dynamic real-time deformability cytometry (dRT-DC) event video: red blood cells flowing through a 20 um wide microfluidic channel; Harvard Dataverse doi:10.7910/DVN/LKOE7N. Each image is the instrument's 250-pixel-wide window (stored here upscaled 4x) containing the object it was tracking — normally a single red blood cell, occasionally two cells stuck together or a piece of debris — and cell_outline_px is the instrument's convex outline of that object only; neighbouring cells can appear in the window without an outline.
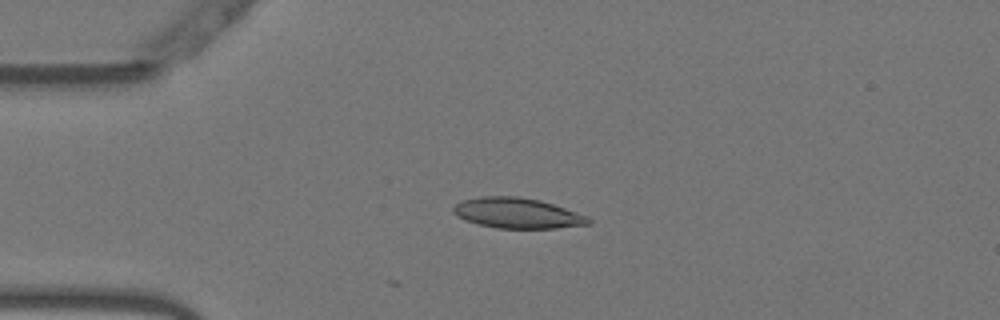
{"species": "Egyptian fruit bat (a non-hibernating species)", "species_latin": "Rousettus aegyptiacus", "temperature_condition": "warm", "stored_images_in_passage": 13, "camera_frame_rate_fps": 3000, "um_per_image_px": 0.085, "animal": {"sex": "female"}, "frame": {"image": 1, "passage_image": 13, "time_ms": 4.0, "image_size_px": [1000, 320], "cell_outline_px": [[592, 224], [556, 228], [496, 228], [476, 224], [464, 220], [456, 216], [452, 212], [452, 208], [460, 200], [480, 196], [520, 196], [540, 200], [588, 216], [592, 220]], "centroid_in_image_um": [43.93, 18.11], "position_along_channel_um": 41.1, "area_um2": 24.22}}